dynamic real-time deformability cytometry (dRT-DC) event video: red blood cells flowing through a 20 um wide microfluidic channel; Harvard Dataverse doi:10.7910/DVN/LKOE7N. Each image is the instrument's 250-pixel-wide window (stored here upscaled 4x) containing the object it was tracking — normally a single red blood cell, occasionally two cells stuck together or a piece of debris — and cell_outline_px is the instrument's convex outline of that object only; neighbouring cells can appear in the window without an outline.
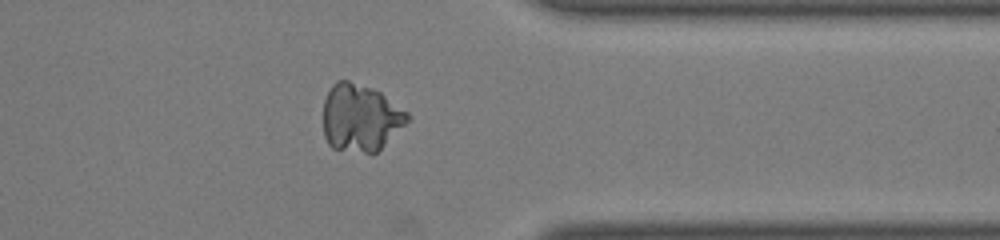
{"species": "common noctule bat (a hibernating species)", "species_latin": "Nyctalus noctula", "temperature_condition": "room temperature", "stored_images_in_passage": 34, "camera_frame_rate_fps": 3000, "um_per_image_px": 0.085, "animal": {"sex": "male", "body_mass_g": 19.0, "forearm_length_mm": 50.8}, "frame": {"image": 1, "passage_image": 24, "time_ms": 7.667, "image_size_px": [1000, 240], "cell_outline_px": [[408, 120], [372, 156], [332, 148], [328, 144], [324, 136], [324, 100], [332, 84], [336, 80], [348, 80], [372, 88], [380, 92], [408, 112]], "centroid_in_image_um": [30.6, 10.03], "position_along_channel_um": 380.8, "area_um2": 33.06}}